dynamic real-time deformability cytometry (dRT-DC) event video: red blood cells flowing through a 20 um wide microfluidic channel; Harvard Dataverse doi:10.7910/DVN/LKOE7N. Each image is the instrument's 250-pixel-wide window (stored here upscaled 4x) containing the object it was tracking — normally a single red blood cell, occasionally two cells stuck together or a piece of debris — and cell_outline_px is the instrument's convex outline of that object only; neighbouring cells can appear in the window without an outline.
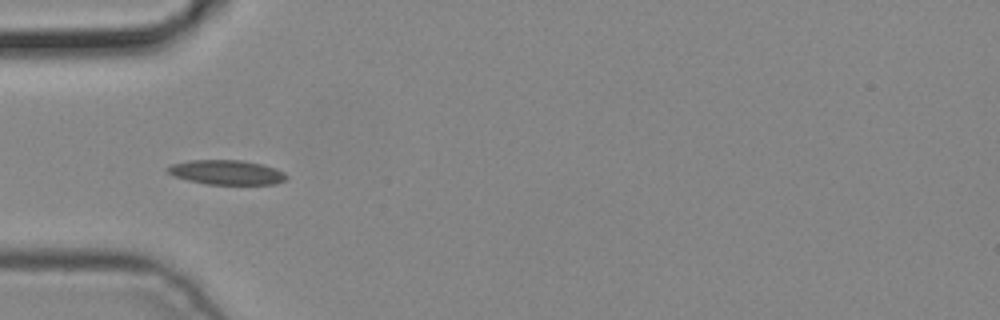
{"species": "common noctule bat (a hibernating species)", "species_latin": "Nyctalus noctula", "temperature_condition": "cold", "stored_images_in_passage": 5, "camera_frame_rate_fps": 3000, "um_per_image_px": 0.085, "animal": {"sex": "male", "body_mass_g": 19.2, "forearm_length_mm": 51.8}, "frame": {"image": 1, "passage_image": 4, "time_ms": 1.0, "image_size_px": [1000, 320], "cell_outline_px": [[288, 176], [284, 180], [276, 184], [208, 184], [188, 180], [176, 176], [168, 172], [164, 168], [172, 164], [188, 160], [244, 160], [264, 164], [276, 168], [284, 172]], "centroid_in_image_um": [19.28, 14.63], "position_along_channel_um": 65.7, "area_um2": 17.05}}
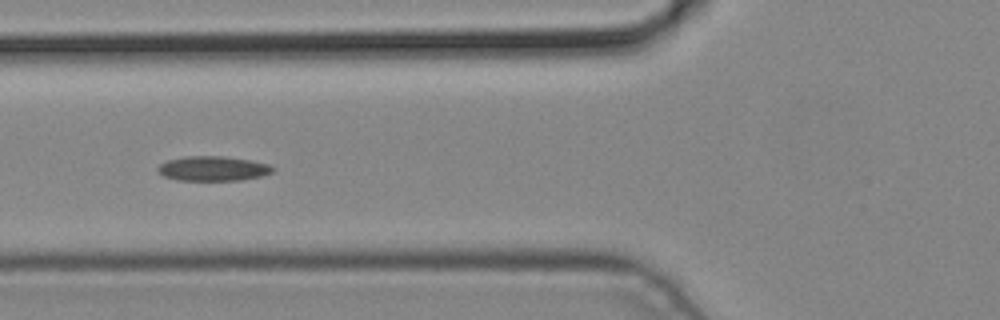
{"frame": {"image": 2, "passage_image": 5, "time_ms": 1.333, "image_size_px": [1000, 320], "cell_outline_px": [[276, 168], [272, 172], [260, 176], [240, 180], [176, 180], [164, 176], [156, 168], [160, 164], [168, 160], [184, 156], [224, 156], [252, 160], [268, 164]], "centroid_in_image_um": [18.11, 14.32], "position_along_channel_um": 107.7, "area_um2": 16.53}}